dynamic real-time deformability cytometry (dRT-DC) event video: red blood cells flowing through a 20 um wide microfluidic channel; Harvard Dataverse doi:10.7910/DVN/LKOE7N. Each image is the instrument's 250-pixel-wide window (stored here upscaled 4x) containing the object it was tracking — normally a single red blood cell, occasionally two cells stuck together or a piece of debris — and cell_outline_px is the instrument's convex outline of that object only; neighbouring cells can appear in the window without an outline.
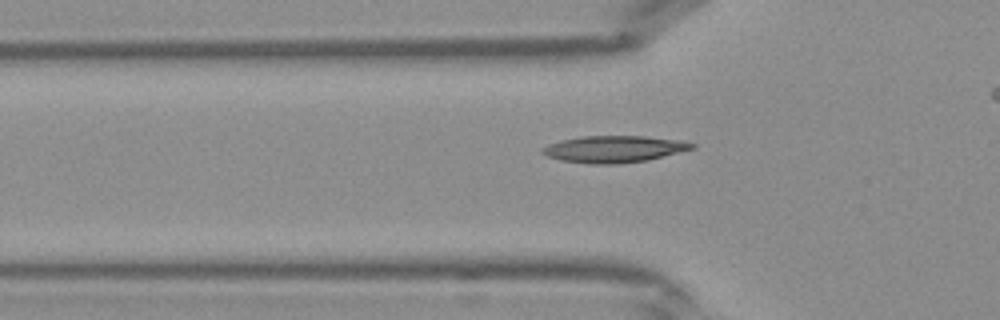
{"species": "Egyptian fruit bat (a non-hibernating species)", "species_latin": "Rousettus aegyptiacus", "temperature_condition": "warm", "stored_images_in_passage": 31, "camera_frame_rate_fps": 3000, "um_per_image_px": 0.085, "frame": {"image": 1, "passage_image": 8, "time_ms": 2.333, "image_size_px": [1000, 320], "cell_outline_px": [[696, 148], [648, 160], [620, 164], [588, 164], [560, 160], [548, 156], [540, 152], [540, 148], [548, 144], [560, 140], [580, 136], [644, 136], [676, 140], [696, 144]], "centroid_in_image_um": [52.14, 12.68], "position_along_channel_um": 73.7, "area_um2": 23.47}}
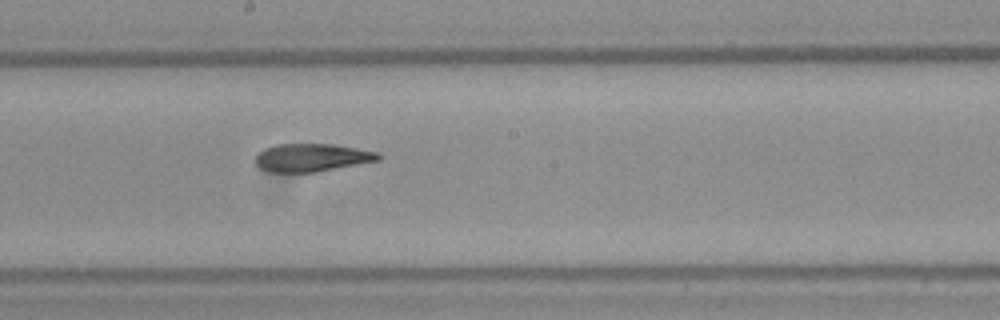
{"frame": {"image": 2, "passage_image": 17, "time_ms": 5.333, "image_size_px": [1000, 320], "cell_outline_px": [[380, 160], [316, 172], [268, 172], [260, 168], [256, 164], [256, 156], [264, 148], [276, 144], [332, 144], [380, 152]], "centroid_in_image_um": [26.5, 13.39], "position_along_channel_um": 221.7, "area_um2": 20.0}}
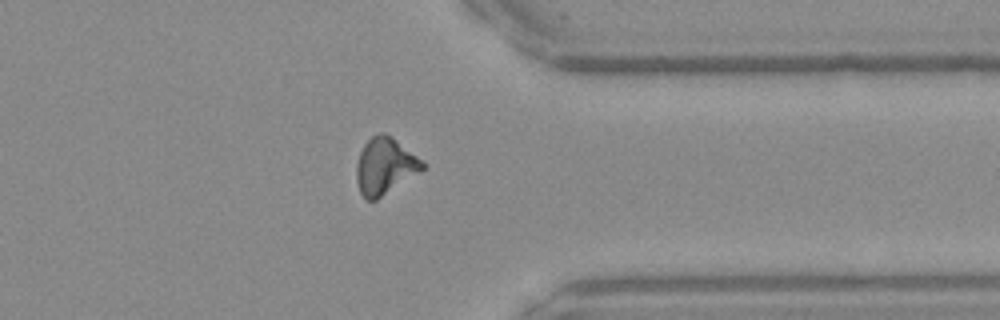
{"frame": {"image": 3, "passage_image": 27, "time_ms": 8.667, "image_size_px": [1000, 320], "cell_outline_px": [[424, 168], [376, 200], [368, 200], [360, 192], [356, 180], [356, 164], [360, 152], [364, 144], [372, 136], [380, 132], [384, 132], [392, 136], [424, 160]], "centroid_in_image_um": [32.71, 14.08], "position_along_channel_um": 378.7, "area_um2": 21.62}}